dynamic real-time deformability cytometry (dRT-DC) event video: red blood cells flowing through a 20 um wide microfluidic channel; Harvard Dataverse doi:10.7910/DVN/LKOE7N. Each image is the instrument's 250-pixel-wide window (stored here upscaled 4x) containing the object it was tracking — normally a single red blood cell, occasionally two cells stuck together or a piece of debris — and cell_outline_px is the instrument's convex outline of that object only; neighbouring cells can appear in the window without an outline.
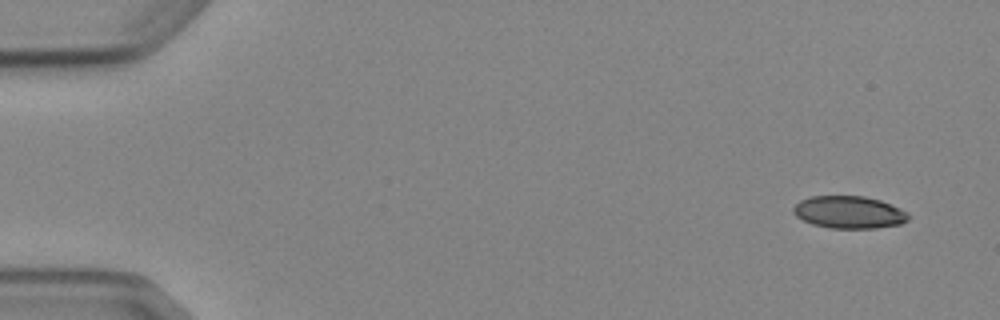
{"species": "Egyptian fruit bat (a non-hibernating species)", "species_latin": "Rousettus aegyptiacus", "temperature_condition": "cold", "stored_images_in_passage": 7, "camera_frame_rate_fps": 3000, "um_per_image_px": 0.085, "animal": {"sex": "female"}, "frame": {"image": 1, "passage_image": 1, "time_ms": 0.0, "image_size_px": [1000, 320], "cell_outline_px": [[908, 220], [900, 224], [876, 228], [832, 228], [812, 224], [796, 216], [792, 212], [792, 208], [800, 200], [812, 196], [864, 196], [880, 200], [900, 208], [908, 212]], "centroid_in_image_um": [72.16, 18.04], "position_along_channel_um": 12.8, "area_um2": 21.68}}
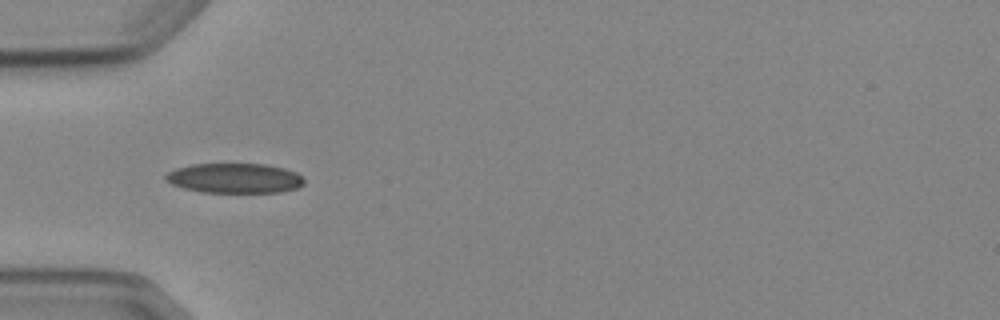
{"frame": {"image": 2, "passage_image": 5, "time_ms": 4.667, "image_size_px": [1000, 320], "cell_outline_px": [[304, 184], [296, 188], [280, 192], [200, 192], [184, 188], [172, 184], [164, 180], [164, 176], [168, 172], [176, 168], [192, 164], [268, 164], [284, 168], [296, 172], [304, 180]], "centroid_in_image_um": [19.92, 15.14], "position_along_channel_um": 65.1, "area_um2": 24.1}}
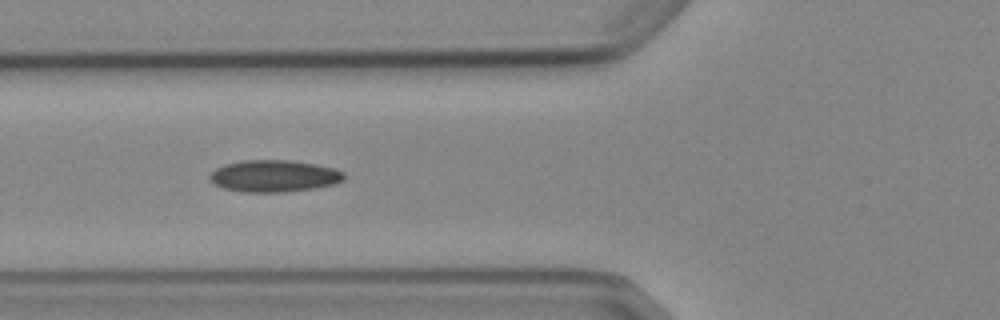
{"frame": {"image": 3, "passage_image": 6, "time_ms": 5.667, "image_size_px": [1000, 320], "cell_outline_px": [[344, 180], [336, 184], [316, 188], [284, 192], [244, 192], [224, 188], [208, 180], [208, 176], [216, 168], [224, 164], [240, 160], [292, 160], [316, 164], [336, 168], [344, 172]], "centroid_in_image_um": [23.32, 14.95], "position_along_channel_um": 102.5, "area_um2": 25.26}}